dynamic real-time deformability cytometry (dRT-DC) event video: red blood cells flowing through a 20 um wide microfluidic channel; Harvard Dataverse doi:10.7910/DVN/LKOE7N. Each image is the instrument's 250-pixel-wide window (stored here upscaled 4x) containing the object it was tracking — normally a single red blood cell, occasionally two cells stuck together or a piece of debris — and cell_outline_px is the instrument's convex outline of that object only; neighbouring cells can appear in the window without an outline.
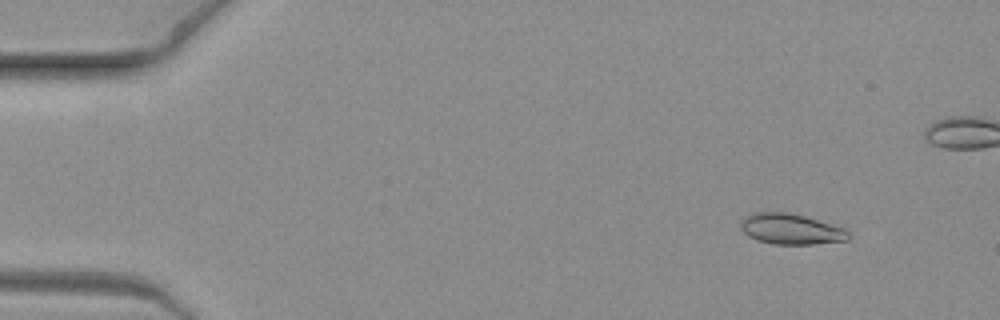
{"species": "common noctule bat (a hibernating species)", "species_latin": "Nyctalus noctula", "temperature_condition": "warm", "stored_images_in_passage": 6, "camera_frame_rate_fps": 3000, "um_per_image_px": 0.085, "animal": {"sex": "female", "body_mass_g": 19.3, "forearm_length_mm": 54.1}, "frame": {"image": 1, "passage_image": 1, "time_ms": 0.0, "image_size_px": [1000, 320], "cell_outline_px": [[852, 236], [848, 240], [812, 244], [772, 244], [756, 240], [748, 236], [740, 228], [740, 220], [756, 212], [788, 212], [804, 216], [844, 228]], "centroid_in_image_um": [67.21, 19.48], "position_along_channel_um": 17.8, "area_um2": 19.19}}